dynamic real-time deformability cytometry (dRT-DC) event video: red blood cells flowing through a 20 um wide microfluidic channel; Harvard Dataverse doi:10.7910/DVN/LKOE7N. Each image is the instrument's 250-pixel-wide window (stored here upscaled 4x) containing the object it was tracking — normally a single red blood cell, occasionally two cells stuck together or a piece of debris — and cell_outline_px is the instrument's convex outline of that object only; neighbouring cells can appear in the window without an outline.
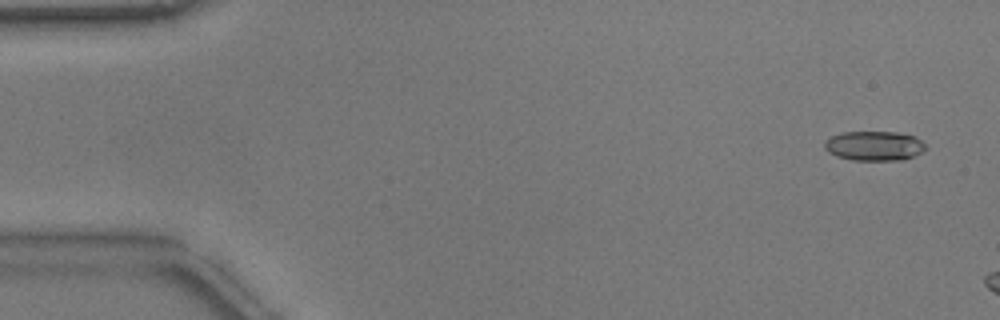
{"species": "common noctule bat (a hibernating species)", "species_latin": "Nyctalus noctula", "temperature_condition": "warm", "stored_images_in_passage": 8, "camera_frame_rate_fps": 3000, "um_per_image_px": 0.085, "animal": {"sex": "male", "body_mass_g": 17.9}, "frame": {"image": 1, "passage_image": 3, "time_ms": 0.667, "image_size_px": [1000, 320], "cell_outline_px": [[924, 148], [920, 152], [904, 160], [852, 160], [836, 156], [828, 152], [824, 148], [824, 144], [832, 136], [844, 132], [896, 132], [916, 136], [924, 144]], "centroid_in_image_um": [74.29, 12.4], "position_along_channel_um": 10.7, "area_um2": 17.22}}